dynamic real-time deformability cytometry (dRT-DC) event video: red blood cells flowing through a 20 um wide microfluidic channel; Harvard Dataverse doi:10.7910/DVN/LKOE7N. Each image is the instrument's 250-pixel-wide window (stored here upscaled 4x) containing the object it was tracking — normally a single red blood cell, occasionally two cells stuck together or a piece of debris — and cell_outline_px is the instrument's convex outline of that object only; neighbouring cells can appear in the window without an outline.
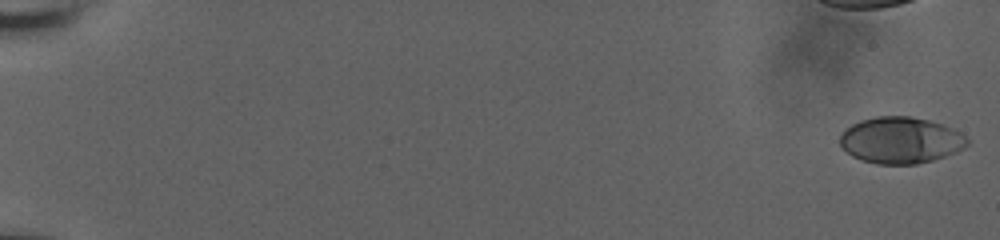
{"species": "human", "species_latin": "Homo sapiens", "temperature_condition": "room temperature", "stored_images_in_passage": 51, "camera_frame_rate_fps": 3000, "um_per_image_px": 0.085, "donor": {"sex": "male"}, "frame": {"image": 1, "passage_image": 1, "time_ms": 0.0, "image_size_px": [1000, 240], "cell_outline_px": [[968, 144], [964, 148], [956, 152], [932, 160], [916, 164], [876, 164], [860, 160], [852, 156], [840, 144], [840, 136], [852, 124], [860, 120], [876, 116], [912, 116], [928, 120], [952, 128], [960, 132], [968, 140]], "centroid_in_image_um": [76.55, 11.92], "position_along_channel_um": 8.4, "area_um2": 34.28}}